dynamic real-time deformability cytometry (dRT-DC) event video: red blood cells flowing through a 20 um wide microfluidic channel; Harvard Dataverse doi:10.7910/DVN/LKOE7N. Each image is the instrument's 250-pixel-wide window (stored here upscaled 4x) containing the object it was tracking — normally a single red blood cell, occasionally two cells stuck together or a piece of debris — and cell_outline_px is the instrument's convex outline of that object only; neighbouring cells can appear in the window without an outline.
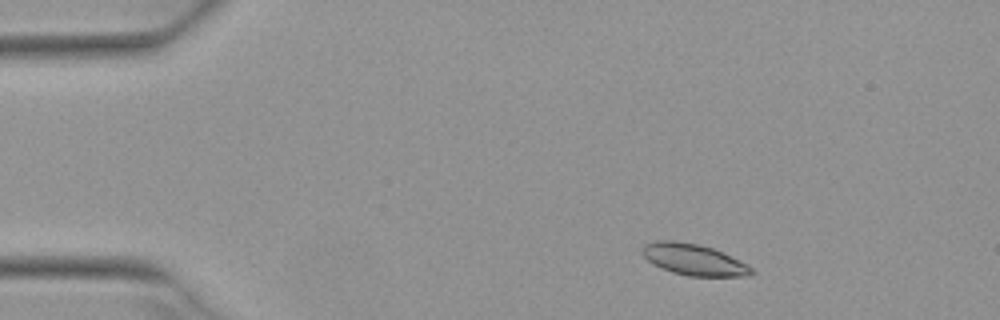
{"species": "Egyptian fruit bat (a non-hibernating species)", "species_latin": "Rousettus aegyptiacus", "temperature_condition": "warm", "stored_images_in_passage": 3, "camera_frame_rate_fps": 3000, "um_per_image_px": 0.085, "animal": {"sex": "female"}, "frame": {"image": 1, "passage_image": 1, "time_ms": 0.0, "image_size_px": [1000, 320], "cell_outline_px": [[756, 272], [748, 276], [688, 276], [672, 272], [652, 264], [640, 252], [640, 248], [644, 244], [656, 240], [672, 240], [696, 244], [712, 248], [748, 264]], "centroid_in_image_um": [58.94, 22.06], "position_along_channel_um": 26.1, "area_um2": 19.94}}
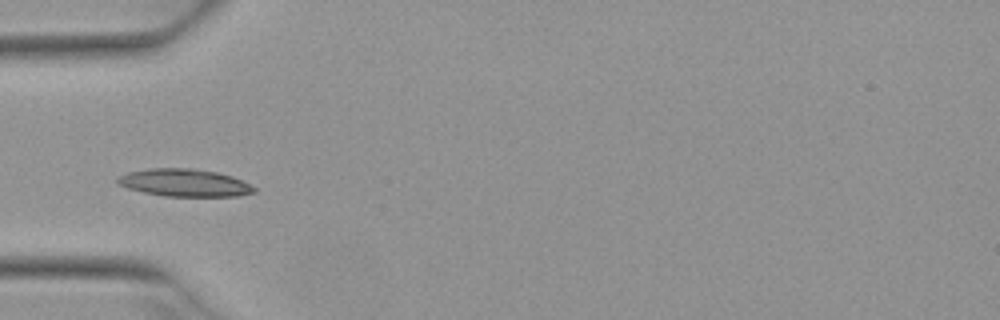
{"frame": {"image": 2, "passage_image": 3, "time_ms": 0.667, "image_size_px": [1000, 320], "cell_outline_px": [[256, 192], [236, 196], [164, 196], [144, 192], [128, 188], [116, 184], [116, 176], [128, 172], [148, 168], [192, 168], [216, 172], [232, 176], [256, 188]], "centroid_in_image_um": [15.62, 15.53], "position_along_channel_um": 69.4, "area_um2": 21.91}}